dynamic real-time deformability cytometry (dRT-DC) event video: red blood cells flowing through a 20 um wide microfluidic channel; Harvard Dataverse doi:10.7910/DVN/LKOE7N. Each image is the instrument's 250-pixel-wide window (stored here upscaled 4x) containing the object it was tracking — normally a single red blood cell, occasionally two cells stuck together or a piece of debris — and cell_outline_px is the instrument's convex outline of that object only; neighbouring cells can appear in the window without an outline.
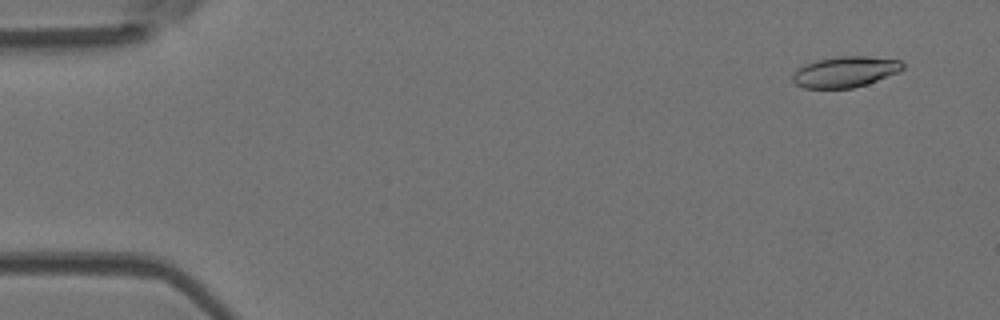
{"species": "Egyptian fruit bat (a non-hibernating species)", "species_latin": "Rousettus aegyptiacus", "temperature_condition": "room temperature", "stored_images_in_passage": 2, "camera_frame_rate_fps": 3000, "um_per_image_px": 0.085, "animal": {"sex": "female"}, "frame": {"image": 1, "passage_image": 1, "time_ms": 0.0, "image_size_px": [1000, 320], "cell_outline_px": [[904, 68], [900, 72], [868, 84], [852, 88], [804, 88], [796, 84], [792, 80], [792, 76], [796, 68], [804, 64], [816, 60], [836, 56], [864, 56], [900, 60], [904, 64]], "centroid_in_image_um": [71.84, 6.1], "position_along_channel_um": 13.2, "area_um2": 20.0}}